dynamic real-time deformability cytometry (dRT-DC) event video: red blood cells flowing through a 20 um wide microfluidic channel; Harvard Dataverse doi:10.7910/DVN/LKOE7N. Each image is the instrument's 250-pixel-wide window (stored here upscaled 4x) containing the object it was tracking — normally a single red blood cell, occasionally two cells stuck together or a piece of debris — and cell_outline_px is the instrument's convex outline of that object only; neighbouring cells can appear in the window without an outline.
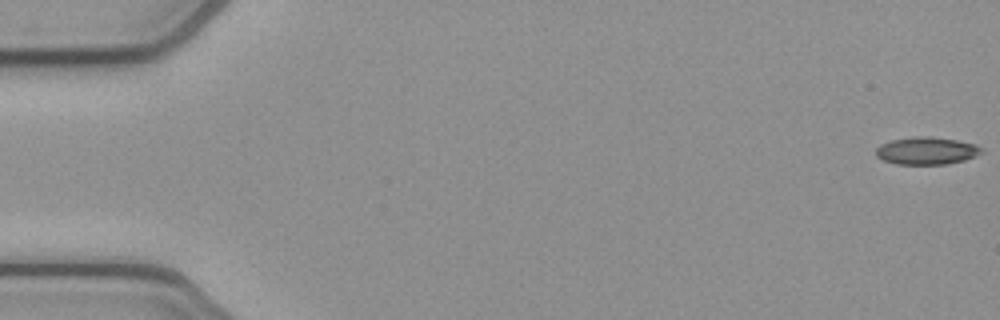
{"species": "common noctule bat (a hibernating species)", "species_latin": "Nyctalus noctula", "temperature_condition": "cold", "stored_images_in_passage": 51, "camera_frame_rate_fps": 3000, "um_per_image_px": 0.085, "animal": {"sex": "female", "body_mass_g": 21.9}, "frame": {"image": 1, "passage_image": 1, "time_ms": 0.0, "image_size_px": [1000, 320], "cell_outline_px": [[984, 152], [964, 160], [944, 164], [896, 164], [884, 160], [876, 156], [876, 148], [880, 144], [892, 140], [912, 136], [932, 136], [956, 140], [976, 144]], "centroid_in_image_um": [78.74, 12.8], "position_along_channel_um": 6.3, "area_um2": 16.88}}
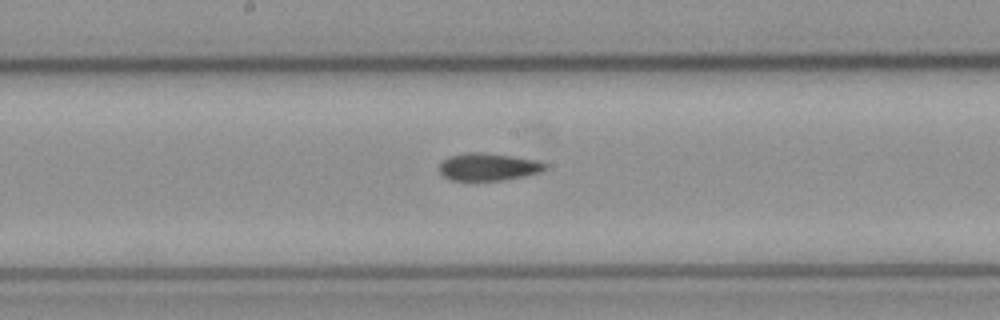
{"frame": {"image": 2, "passage_image": 28, "time_ms": 9.0, "image_size_px": [1000, 320], "cell_outline_px": [[548, 168], [540, 172], [524, 176], [504, 180], [452, 180], [444, 176], [440, 172], [440, 164], [448, 156], [468, 152], [480, 152], [512, 156], [536, 160], [548, 164]], "centroid_in_image_um": [41.53, 14.18], "position_along_channel_um": 206.7, "area_um2": 16.88}}
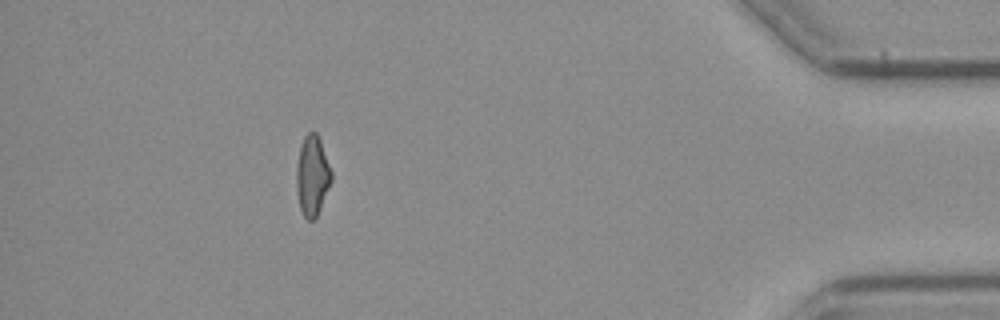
{"frame": {"image": 3, "passage_image": 48, "time_ms": 15.667, "image_size_px": [1000, 320], "cell_outline_px": [[332, 180], [320, 208], [316, 216], [312, 220], [308, 220], [304, 216], [300, 208], [296, 188], [296, 168], [300, 144], [304, 136], [308, 132], [316, 132], [320, 140], [332, 172]], "centroid_in_image_um": [26.53, 14.91], "position_along_channel_um": 408.7, "area_um2": 16.24}}